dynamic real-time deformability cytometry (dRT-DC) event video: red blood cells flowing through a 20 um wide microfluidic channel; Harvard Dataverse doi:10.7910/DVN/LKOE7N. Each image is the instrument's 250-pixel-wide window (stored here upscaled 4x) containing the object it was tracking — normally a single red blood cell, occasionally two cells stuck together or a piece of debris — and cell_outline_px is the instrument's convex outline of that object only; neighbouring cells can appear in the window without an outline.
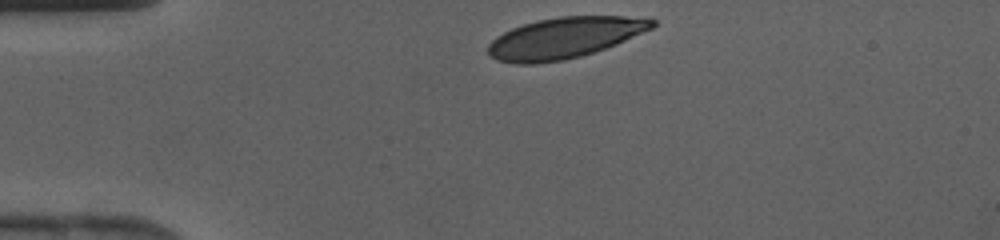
{"species": "human", "species_latin": "Homo sapiens", "temperature_condition": "cold", "stored_images_in_passage": 27, "camera_frame_rate_fps": 3000, "um_per_image_px": 0.085, "donor": {"sex": "female"}, "frame": {"image": 1, "passage_image": 1, "time_ms": 0.0, "image_size_px": [1000, 240], "cell_outline_px": [[656, 24], [652, 28], [616, 44], [580, 56], [564, 60], [536, 64], [516, 64], [496, 60], [488, 56], [488, 44], [496, 36], [512, 28], [536, 20], [560, 16], [648, 16], [656, 20]], "centroid_in_image_um": [47.98, 3.21], "position_along_channel_um": 37.0, "area_um2": 39.42}}
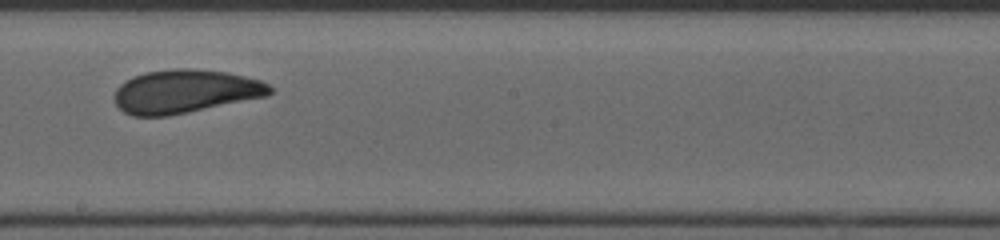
{"frame": {"image": 2, "passage_image": 16, "time_ms": 5.0, "image_size_px": [1000, 240], "cell_outline_px": [[272, 92], [268, 96], [168, 116], [132, 116], [124, 112], [116, 104], [112, 96], [116, 88], [120, 84], [136, 76], [148, 72], [172, 68], [192, 68], [228, 72], [260, 80], [268, 84], [272, 88]], "centroid_in_image_um": [15.73, 7.77], "position_along_channel_um": 232.5, "area_um2": 39.42}}
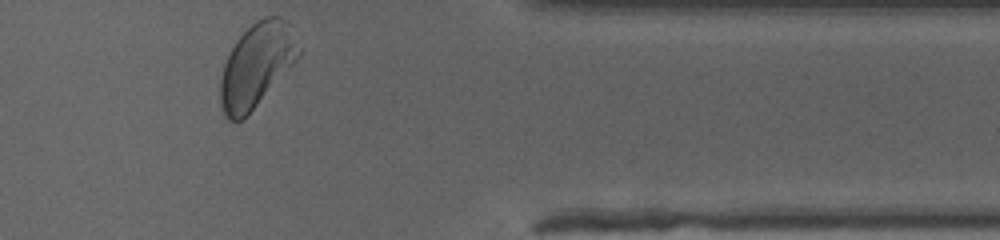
{"frame": {"image": 3, "passage_image": 27, "time_ms": 8.667, "image_size_px": [1000, 240], "cell_outline_px": [[300, 56], [256, 104], [240, 120], [228, 120], [220, 104], [220, 80], [224, 64], [236, 40], [256, 20], [264, 16], [280, 16], [288, 24], [300, 48]], "centroid_in_image_um": [21.79, 5.5], "position_along_channel_um": 389.6, "area_um2": 37.17}}